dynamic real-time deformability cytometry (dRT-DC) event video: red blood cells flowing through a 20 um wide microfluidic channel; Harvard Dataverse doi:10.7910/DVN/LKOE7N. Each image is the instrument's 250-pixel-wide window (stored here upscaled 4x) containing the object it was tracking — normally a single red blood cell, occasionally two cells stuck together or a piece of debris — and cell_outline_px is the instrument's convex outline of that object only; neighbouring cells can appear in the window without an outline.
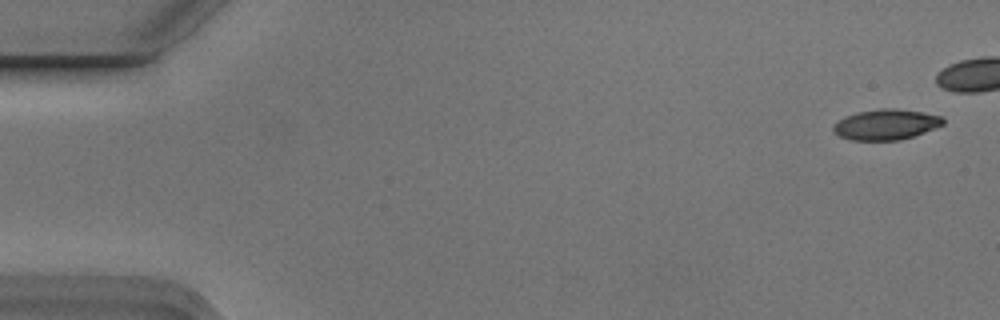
{"species": "Egyptian fruit bat (a non-hibernating species)", "species_latin": "Rousettus aegyptiacus", "temperature_condition": "cold", "stored_images_in_passage": 6, "camera_frame_rate_fps": 3000, "um_per_image_px": 0.085, "animal": {"sex": "male"}, "frame": {"image": 1, "passage_image": 1, "time_ms": 0.0, "image_size_px": [1000, 320], "cell_outline_px": [[944, 124], [924, 132], [900, 140], [852, 140], [840, 136], [832, 128], [840, 120], [848, 116], [860, 112], [880, 108], [896, 108], [920, 112], [940, 116], [944, 120]], "centroid_in_image_um": [75.34, 10.58], "position_along_channel_um": 9.7, "area_um2": 19.02}}